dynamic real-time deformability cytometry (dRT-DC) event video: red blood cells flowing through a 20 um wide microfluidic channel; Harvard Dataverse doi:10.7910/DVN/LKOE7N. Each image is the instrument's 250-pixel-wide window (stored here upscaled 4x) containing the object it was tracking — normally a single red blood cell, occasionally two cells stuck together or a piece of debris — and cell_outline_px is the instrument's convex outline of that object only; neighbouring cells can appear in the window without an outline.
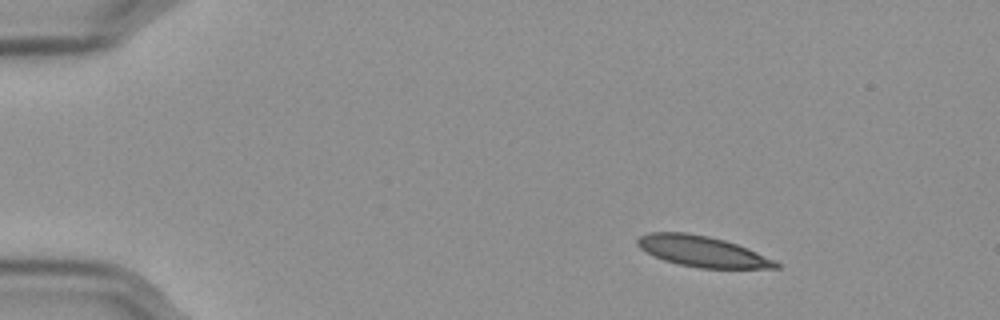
{"species": "Egyptian fruit bat (a non-hibernating species)", "species_latin": "Rousettus aegyptiacus", "temperature_condition": "cold", "stored_images_in_passage": 50, "camera_frame_rate_fps": 3000, "um_per_image_px": 0.085, "frame": {"image": 1, "passage_image": 1, "time_ms": 0.0, "image_size_px": [1000, 320], "cell_outline_px": [[780, 268], [700, 268], [680, 264], [664, 260], [640, 248], [636, 244], [636, 240], [640, 236], [648, 232], [684, 232], [708, 236], [724, 240], [748, 248], [780, 264]], "centroid_in_image_um": [59.66, 21.36], "position_along_channel_um": 25.3, "area_um2": 24.45}}
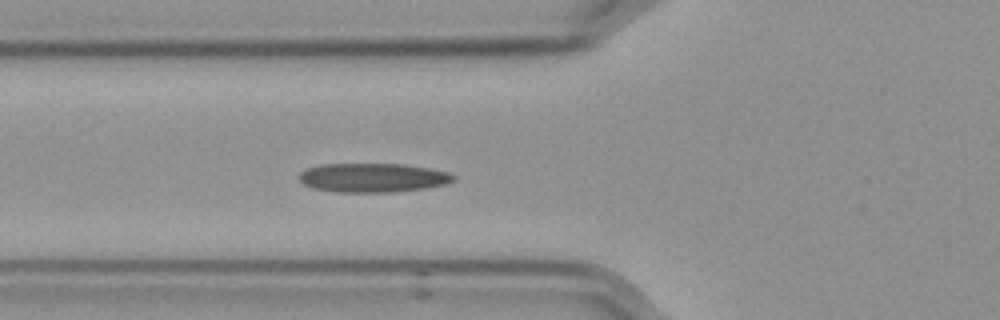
{"frame": {"image": 2, "passage_image": 14, "time_ms": 4.333, "image_size_px": [1000, 320], "cell_outline_px": [[456, 180], [448, 184], [424, 188], [392, 192], [336, 192], [312, 188], [304, 184], [300, 180], [300, 172], [308, 168], [320, 164], [404, 164], [428, 168], [448, 172], [456, 176]], "centroid_in_image_um": [31.72, 15.1], "position_along_channel_um": 94.1, "area_um2": 26.18}}
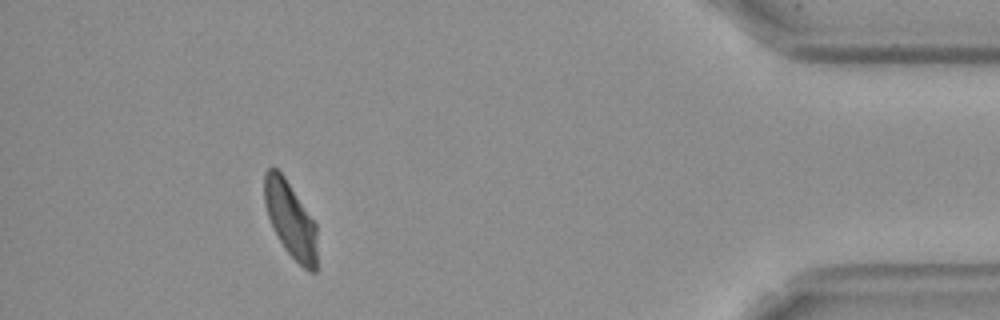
{"frame": {"image": 3, "passage_image": 45, "time_ms": 14.667, "image_size_px": [1000, 320], "cell_outline_px": [[316, 272], [312, 272], [304, 268], [284, 248], [268, 216], [264, 204], [264, 172], [268, 168], [276, 168], [284, 176], [316, 224]], "centroid_in_image_um": [24.68, 18.64], "position_along_channel_um": 410.5, "area_um2": 22.83}, "authors_computed_cell_mechanics": {"area_um2": 25.2008, "velocity_mm_per_s": 3.5482, "shape_relaxation_time_tau1_ms": null, "shape_relaxation_time_tau2_ms": 3.1518, "deformation_change_tau1": null, "deformation_change_tau2": 0.0889}}